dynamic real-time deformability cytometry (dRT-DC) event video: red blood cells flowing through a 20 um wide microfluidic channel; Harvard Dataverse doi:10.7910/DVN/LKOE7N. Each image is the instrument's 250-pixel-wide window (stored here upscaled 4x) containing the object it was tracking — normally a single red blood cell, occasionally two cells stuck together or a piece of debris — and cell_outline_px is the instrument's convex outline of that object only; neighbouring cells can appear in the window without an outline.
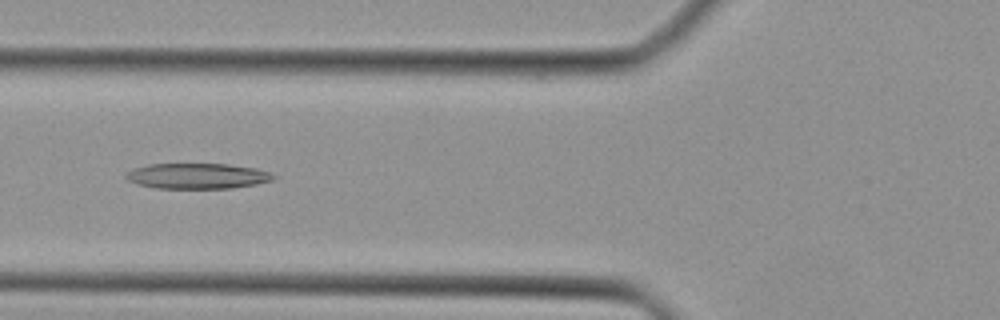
{"species": "Egyptian fruit bat (a non-hibernating species)", "species_latin": "Rousettus aegyptiacus", "temperature_condition": "cold", "stored_images_in_passage": 30, "camera_frame_rate_fps": 3000, "um_per_image_px": 0.085, "animal": {"sex": "female"}, "frame": {"image": 1, "passage_image": 6, "time_ms": 1.667, "image_size_px": [1000, 320], "cell_outline_px": [[276, 176], [272, 180], [256, 184], [232, 188], [156, 188], [136, 184], [128, 180], [124, 176], [132, 168], [148, 164], [228, 164], [256, 168], [268, 172]], "centroid_in_image_um": [16.74, 14.96], "position_along_channel_um": 109.1, "area_um2": 21.91}}
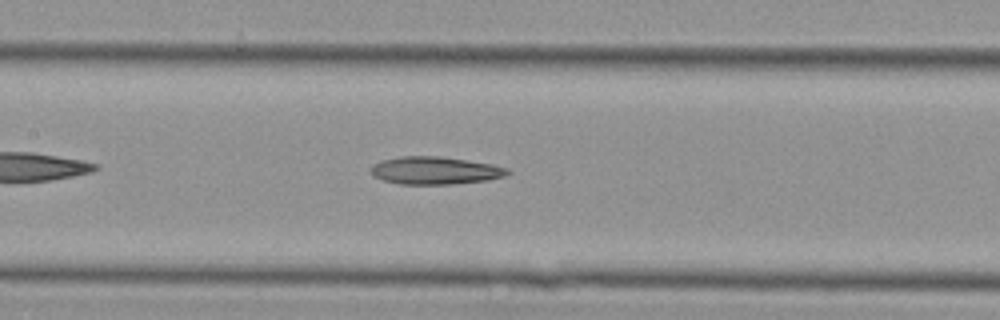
{"frame": {"image": 2, "passage_image": 10, "time_ms": 3.0, "image_size_px": [1000, 320], "cell_outline_px": [[512, 172], [504, 176], [488, 180], [452, 184], [400, 184], [384, 180], [372, 176], [372, 164], [380, 160], [400, 156], [440, 156], [492, 164], [508, 168]], "centroid_in_image_um": [36.98, 14.49], "position_along_channel_um": 170.4, "area_um2": 22.08}}
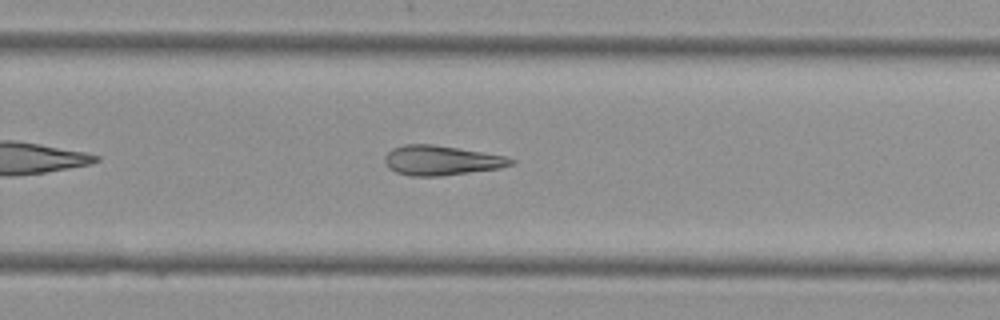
{"frame": {"image": 3, "passage_image": 18, "time_ms": 5.667, "image_size_px": [1000, 320], "cell_outline_px": [[516, 160], [512, 164], [500, 168], [440, 176], [412, 176], [396, 172], [388, 168], [384, 160], [384, 156], [392, 148], [404, 144], [432, 144], [504, 156]], "centroid_in_image_um": [37.46, 13.63], "position_along_channel_um": 292.3, "area_um2": 21.62}}